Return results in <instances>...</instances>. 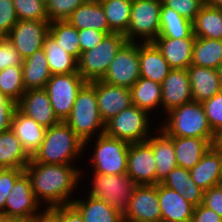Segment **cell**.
<instances>
[{"instance_id": "53", "label": "cell", "mask_w": 222, "mask_h": 222, "mask_svg": "<svg viewBox=\"0 0 222 222\" xmlns=\"http://www.w3.org/2000/svg\"><path fill=\"white\" fill-rule=\"evenodd\" d=\"M8 222H33V217L9 218Z\"/></svg>"}, {"instance_id": "52", "label": "cell", "mask_w": 222, "mask_h": 222, "mask_svg": "<svg viewBox=\"0 0 222 222\" xmlns=\"http://www.w3.org/2000/svg\"><path fill=\"white\" fill-rule=\"evenodd\" d=\"M33 222H57V219L48 210H45L41 215L33 217Z\"/></svg>"}, {"instance_id": "57", "label": "cell", "mask_w": 222, "mask_h": 222, "mask_svg": "<svg viewBox=\"0 0 222 222\" xmlns=\"http://www.w3.org/2000/svg\"><path fill=\"white\" fill-rule=\"evenodd\" d=\"M220 80H221V85H222V62L220 63V65L217 68Z\"/></svg>"}, {"instance_id": "51", "label": "cell", "mask_w": 222, "mask_h": 222, "mask_svg": "<svg viewBox=\"0 0 222 222\" xmlns=\"http://www.w3.org/2000/svg\"><path fill=\"white\" fill-rule=\"evenodd\" d=\"M191 222H222V217L203 204H200L194 208Z\"/></svg>"}, {"instance_id": "35", "label": "cell", "mask_w": 222, "mask_h": 222, "mask_svg": "<svg viewBox=\"0 0 222 222\" xmlns=\"http://www.w3.org/2000/svg\"><path fill=\"white\" fill-rule=\"evenodd\" d=\"M192 23L195 37L222 40V9L206 3Z\"/></svg>"}, {"instance_id": "19", "label": "cell", "mask_w": 222, "mask_h": 222, "mask_svg": "<svg viewBox=\"0 0 222 222\" xmlns=\"http://www.w3.org/2000/svg\"><path fill=\"white\" fill-rule=\"evenodd\" d=\"M162 222H191L194 208L177 191L158 183Z\"/></svg>"}, {"instance_id": "42", "label": "cell", "mask_w": 222, "mask_h": 222, "mask_svg": "<svg viewBox=\"0 0 222 222\" xmlns=\"http://www.w3.org/2000/svg\"><path fill=\"white\" fill-rule=\"evenodd\" d=\"M86 0H50L47 4L49 22L64 21Z\"/></svg>"}, {"instance_id": "30", "label": "cell", "mask_w": 222, "mask_h": 222, "mask_svg": "<svg viewBox=\"0 0 222 222\" xmlns=\"http://www.w3.org/2000/svg\"><path fill=\"white\" fill-rule=\"evenodd\" d=\"M161 184L177 191L195 207L203 203L204 190L193 181L188 169L175 167Z\"/></svg>"}, {"instance_id": "13", "label": "cell", "mask_w": 222, "mask_h": 222, "mask_svg": "<svg viewBox=\"0 0 222 222\" xmlns=\"http://www.w3.org/2000/svg\"><path fill=\"white\" fill-rule=\"evenodd\" d=\"M49 25V21L18 20L6 38L25 59L43 47Z\"/></svg>"}, {"instance_id": "33", "label": "cell", "mask_w": 222, "mask_h": 222, "mask_svg": "<svg viewBox=\"0 0 222 222\" xmlns=\"http://www.w3.org/2000/svg\"><path fill=\"white\" fill-rule=\"evenodd\" d=\"M195 37L193 23L162 3L160 10V30L157 38Z\"/></svg>"}, {"instance_id": "12", "label": "cell", "mask_w": 222, "mask_h": 222, "mask_svg": "<svg viewBox=\"0 0 222 222\" xmlns=\"http://www.w3.org/2000/svg\"><path fill=\"white\" fill-rule=\"evenodd\" d=\"M161 221L158 184L138 185L132 194L123 222Z\"/></svg>"}, {"instance_id": "46", "label": "cell", "mask_w": 222, "mask_h": 222, "mask_svg": "<svg viewBox=\"0 0 222 222\" xmlns=\"http://www.w3.org/2000/svg\"><path fill=\"white\" fill-rule=\"evenodd\" d=\"M23 58L6 37H0V72L11 66H22Z\"/></svg>"}, {"instance_id": "15", "label": "cell", "mask_w": 222, "mask_h": 222, "mask_svg": "<svg viewBox=\"0 0 222 222\" xmlns=\"http://www.w3.org/2000/svg\"><path fill=\"white\" fill-rule=\"evenodd\" d=\"M156 166L153 149L146 141L130 144L127 174L138 185L156 184Z\"/></svg>"}, {"instance_id": "23", "label": "cell", "mask_w": 222, "mask_h": 222, "mask_svg": "<svg viewBox=\"0 0 222 222\" xmlns=\"http://www.w3.org/2000/svg\"><path fill=\"white\" fill-rule=\"evenodd\" d=\"M158 134L150 136L146 142L152 147L156 160V184L162 183L168 173L177 167L174 151L173 137L167 135L162 129H156Z\"/></svg>"}, {"instance_id": "4", "label": "cell", "mask_w": 222, "mask_h": 222, "mask_svg": "<svg viewBox=\"0 0 222 222\" xmlns=\"http://www.w3.org/2000/svg\"><path fill=\"white\" fill-rule=\"evenodd\" d=\"M161 129L170 137L217 139L209 126L204 107L194 100L171 109L165 114Z\"/></svg>"}, {"instance_id": "47", "label": "cell", "mask_w": 222, "mask_h": 222, "mask_svg": "<svg viewBox=\"0 0 222 222\" xmlns=\"http://www.w3.org/2000/svg\"><path fill=\"white\" fill-rule=\"evenodd\" d=\"M113 32H101L95 29L78 30L80 50L86 52L99 45L103 38Z\"/></svg>"}, {"instance_id": "39", "label": "cell", "mask_w": 222, "mask_h": 222, "mask_svg": "<svg viewBox=\"0 0 222 222\" xmlns=\"http://www.w3.org/2000/svg\"><path fill=\"white\" fill-rule=\"evenodd\" d=\"M0 92L16 103L21 99L26 92L22 66H11L0 72Z\"/></svg>"}, {"instance_id": "5", "label": "cell", "mask_w": 222, "mask_h": 222, "mask_svg": "<svg viewBox=\"0 0 222 222\" xmlns=\"http://www.w3.org/2000/svg\"><path fill=\"white\" fill-rule=\"evenodd\" d=\"M127 43L123 33L106 35L99 45L82 52L77 62V72L86 82L101 80L116 53Z\"/></svg>"}, {"instance_id": "22", "label": "cell", "mask_w": 222, "mask_h": 222, "mask_svg": "<svg viewBox=\"0 0 222 222\" xmlns=\"http://www.w3.org/2000/svg\"><path fill=\"white\" fill-rule=\"evenodd\" d=\"M187 72L191 84L192 100L202 103L222 90L217 69L190 65Z\"/></svg>"}, {"instance_id": "36", "label": "cell", "mask_w": 222, "mask_h": 222, "mask_svg": "<svg viewBox=\"0 0 222 222\" xmlns=\"http://www.w3.org/2000/svg\"><path fill=\"white\" fill-rule=\"evenodd\" d=\"M222 62V40L196 37L191 65L217 69Z\"/></svg>"}, {"instance_id": "20", "label": "cell", "mask_w": 222, "mask_h": 222, "mask_svg": "<svg viewBox=\"0 0 222 222\" xmlns=\"http://www.w3.org/2000/svg\"><path fill=\"white\" fill-rule=\"evenodd\" d=\"M195 38H156L153 43L171 69H187L192 63Z\"/></svg>"}, {"instance_id": "16", "label": "cell", "mask_w": 222, "mask_h": 222, "mask_svg": "<svg viewBox=\"0 0 222 222\" xmlns=\"http://www.w3.org/2000/svg\"><path fill=\"white\" fill-rule=\"evenodd\" d=\"M94 89L101 119L104 123L132 105L130 89L94 81Z\"/></svg>"}, {"instance_id": "37", "label": "cell", "mask_w": 222, "mask_h": 222, "mask_svg": "<svg viewBox=\"0 0 222 222\" xmlns=\"http://www.w3.org/2000/svg\"><path fill=\"white\" fill-rule=\"evenodd\" d=\"M100 3L109 29L113 33L125 34L130 23L132 0H105Z\"/></svg>"}, {"instance_id": "17", "label": "cell", "mask_w": 222, "mask_h": 222, "mask_svg": "<svg viewBox=\"0 0 222 222\" xmlns=\"http://www.w3.org/2000/svg\"><path fill=\"white\" fill-rule=\"evenodd\" d=\"M17 109L36 123L49 128L60 122L45 89L27 90L17 102Z\"/></svg>"}, {"instance_id": "56", "label": "cell", "mask_w": 222, "mask_h": 222, "mask_svg": "<svg viewBox=\"0 0 222 222\" xmlns=\"http://www.w3.org/2000/svg\"><path fill=\"white\" fill-rule=\"evenodd\" d=\"M9 217L4 213L0 212V222H8Z\"/></svg>"}, {"instance_id": "59", "label": "cell", "mask_w": 222, "mask_h": 222, "mask_svg": "<svg viewBox=\"0 0 222 222\" xmlns=\"http://www.w3.org/2000/svg\"><path fill=\"white\" fill-rule=\"evenodd\" d=\"M45 5H47L49 2H50V0H41Z\"/></svg>"}, {"instance_id": "41", "label": "cell", "mask_w": 222, "mask_h": 222, "mask_svg": "<svg viewBox=\"0 0 222 222\" xmlns=\"http://www.w3.org/2000/svg\"><path fill=\"white\" fill-rule=\"evenodd\" d=\"M202 105L210 128L216 136L219 135L222 132V90L203 101Z\"/></svg>"}, {"instance_id": "43", "label": "cell", "mask_w": 222, "mask_h": 222, "mask_svg": "<svg viewBox=\"0 0 222 222\" xmlns=\"http://www.w3.org/2000/svg\"><path fill=\"white\" fill-rule=\"evenodd\" d=\"M162 3L175 10L182 17L194 21L196 15L206 4L204 0H162Z\"/></svg>"}, {"instance_id": "18", "label": "cell", "mask_w": 222, "mask_h": 222, "mask_svg": "<svg viewBox=\"0 0 222 222\" xmlns=\"http://www.w3.org/2000/svg\"><path fill=\"white\" fill-rule=\"evenodd\" d=\"M161 87L164 113L192 101L191 84L187 69H171L161 83Z\"/></svg>"}, {"instance_id": "10", "label": "cell", "mask_w": 222, "mask_h": 222, "mask_svg": "<svg viewBox=\"0 0 222 222\" xmlns=\"http://www.w3.org/2000/svg\"><path fill=\"white\" fill-rule=\"evenodd\" d=\"M86 83L78 72L51 75L45 85L55 115L65 121L70 115L79 90Z\"/></svg>"}, {"instance_id": "49", "label": "cell", "mask_w": 222, "mask_h": 222, "mask_svg": "<svg viewBox=\"0 0 222 222\" xmlns=\"http://www.w3.org/2000/svg\"><path fill=\"white\" fill-rule=\"evenodd\" d=\"M57 222H84L80 212L72 205L66 204L48 210Z\"/></svg>"}, {"instance_id": "31", "label": "cell", "mask_w": 222, "mask_h": 222, "mask_svg": "<svg viewBox=\"0 0 222 222\" xmlns=\"http://www.w3.org/2000/svg\"><path fill=\"white\" fill-rule=\"evenodd\" d=\"M72 205L80 212L84 222H123V215L105 201L84 197L75 199Z\"/></svg>"}, {"instance_id": "48", "label": "cell", "mask_w": 222, "mask_h": 222, "mask_svg": "<svg viewBox=\"0 0 222 222\" xmlns=\"http://www.w3.org/2000/svg\"><path fill=\"white\" fill-rule=\"evenodd\" d=\"M17 103L0 92V133L10 130Z\"/></svg>"}, {"instance_id": "34", "label": "cell", "mask_w": 222, "mask_h": 222, "mask_svg": "<svg viewBox=\"0 0 222 222\" xmlns=\"http://www.w3.org/2000/svg\"><path fill=\"white\" fill-rule=\"evenodd\" d=\"M42 48L45 52L51 75L77 72L78 60L59 46L57 41L50 34L45 37Z\"/></svg>"}, {"instance_id": "14", "label": "cell", "mask_w": 222, "mask_h": 222, "mask_svg": "<svg viewBox=\"0 0 222 222\" xmlns=\"http://www.w3.org/2000/svg\"><path fill=\"white\" fill-rule=\"evenodd\" d=\"M41 204L33 194L31 182L24 172L15 182L5 202L4 213L9 218H26L41 215ZM40 210V212H39Z\"/></svg>"}, {"instance_id": "24", "label": "cell", "mask_w": 222, "mask_h": 222, "mask_svg": "<svg viewBox=\"0 0 222 222\" xmlns=\"http://www.w3.org/2000/svg\"><path fill=\"white\" fill-rule=\"evenodd\" d=\"M140 77L162 83L171 70L153 42H139Z\"/></svg>"}, {"instance_id": "27", "label": "cell", "mask_w": 222, "mask_h": 222, "mask_svg": "<svg viewBox=\"0 0 222 222\" xmlns=\"http://www.w3.org/2000/svg\"><path fill=\"white\" fill-rule=\"evenodd\" d=\"M78 30L95 29L101 32H112L100 2L86 0L66 20Z\"/></svg>"}, {"instance_id": "7", "label": "cell", "mask_w": 222, "mask_h": 222, "mask_svg": "<svg viewBox=\"0 0 222 222\" xmlns=\"http://www.w3.org/2000/svg\"><path fill=\"white\" fill-rule=\"evenodd\" d=\"M149 117L147 111L132 104L105 123L104 133L129 144L145 142L151 136Z\"/></svg>"}, {"instance_id": "54", "label": "cell", "mask_w": 222, "mask_h": 222, "mask_svg": "<svg viewBox=\"0 0 222 222\" xmlns=\"http://www.w3.org/2000/svg\"><path fill=\"white\" fill-rule=\"evenodd\" d=\"M206 3L212 7L222 9V0H208Z\"/></svg>"}, {"instance_id": "55", "label": "cell", "mask_w": 222, "mask_h": 222, "mask_svg": "<svg viewBox=\"0 0 222 222\" xmlns=\"http://www.w3.org/2000/svg\"><path fill=\"white\" fill-rule=\"evenodd\" d=\"M214 147H222V132L217 135L216 142L213 145Z\"/></svg>"}, {"instance_id": "21", "label": "cell", "mask_w": 222, "mask_h": 222, "mask_svg": "<svg viewBox=\"0 0 222 222\" xmlns=\"http://www.w3.org/2000/svg\"><path fill=\"white\" fill-rule=\"evenodd\" d=\"M190 175L198 187L204 191L222 183V157L212 146L201 160L190 169Z\"/></svg>"}, {"instance_id": "28", "label": "cell", "mask_w": 222, "mask_h": 222, "mask_svg": "<svg viewBox=\"0 0 222 222\" xmlns=\"http://www.w3.org/2000/svg\"><path fill=\"white\" fill-rule=\"evenodd\" d=\"M31 155L10 129L0 133V169H25Z\"/></svg>"}, {"instance_id": "3", "label": "cell", "mask_w": 222, "mask_h": 222, "mask_svg": "<svg viewBox=\"0 0 222 222\" xmlns=\"http://www.w3.org/2000/svg\"><path fill=\"white\" fill-rule=\"evenodd\" d=\"M64 122L84 142L85 150L94 134L104 133L105 123L99 112L94 81L86 82L79 90L71 113Z\"/></svg>"}, {"instance_id": "40", "label": "cell", "mask_w": 222, "mask_h": 222, "mask_svg": "<svg viewBox=\"0 0 222 222\" xmlns=\"http://www.w3.org/2000/svg\"><path fill=\"white\" fill-rule=\"evenodd\" d=\"M18 20L49 21L41 0H13Z\"/></svg>"}, {"instance_id": "2", "label": "cell", "mask_w": 222, "mask_h": 222, "mask_svg": "<svg viewBox=\"0 0 222 222\" xmlns=\"http://www.w3.org/2000/svg\"><path fill=\"white\" fill-rule=\"evenodd\" d=\"M84 151V142L64 122L47 128L44 140L31 158L38 163L73 165Z\"/></svg>"}, {"instance_id": "45", "label": "cell", "mask_w": 222, "mask_h": 222, "mask_svg": "<svg viewBox=\"0 0 222 222\" xmlns=\"http://www.w3.org/2000/svg\"><path fill=\"white\" fill-rule=\"evenodd\" d=\"M17 22L13 0H0V37H6Z\"/></svg>"}, {"instance_id": "6", "label": "cell", "mask_w": 222, "mask_h": 222, "mask_svg": "<svg viewBox=\"0 0 222 222\" xmlns=\"http://www.w3.org/2000/svg\"><path fill=\"white\" fill-rule=\"evenodd\" d=\"M92 176V186L87 195L105 201L124 215L138 184L127 173L118 175L93 173Z\"/></svg>"}, {"instance_id": "11", "label": "cell", "mask_w": 222, "mask_h": 222, "mask_svg": "<svg viewBox=\"0 0 222 222\" xmlns=\"http://www.w3.org/2000/svg\"><path fill=\"white\" fill-rule=\"evenodd\" d=\"M140 78L139 42H127L115 55L101 79L103 82L131 88Z\"/></svg>"}, {"instance_id": "50", "label": "cell", "mask_w": 222, "mask_h": 222, "mask_svg": "<svg viewBox=\"0 0 222 222\" xmlns=\"http://www.w3.org/2000/svg\"><path fill=\"white\" fill-rule=\"evenodd\" d=\"M202 204L222 217V183L204 191Z\"/></svg>"}, {"instance_id": "38", "label": "cell", "mask_w": 222, "mask_h": 222, "mask_svg": "<svg viewBox=\"0 0 222 222\" xmlns=\"http://www.w3.org/2000/svg\"><path fill=\"white\" fill-rule=\"evenodd\" d=\"M49 34L67 53L77 60L79 59L81 50L76 27L70 25L66 20L52 21L49 25Z\"/></svg>"}, {"instance_id": "26", "label": "cell", "mask_w": 222, "mask_h": 222, "mask_svg": "<svg viewBox=\"0 0 222 222\" xmlns=\"http://www.w3.org/2000/svg\"><path fill=\"white\" fill-rule=\"evenodd\" d=\"M11 130L25 150L32 156L42 144L47 128L16 109L12 118Z\"/></svg>"}, {"instance_id": "8", "label": "cell", "mask_w": 222, "mask_h": 222, "mask_svg": "<svg viewBox=\"0 0 222 222\" xmlns=\"http://www.w3.org/2000/svg\"><path fill=\"white\" fill-rule=\"evenodd\" d=\"M161 6L162 0H132L130 23L124 34L127 42H153L158 37Z\"/></svg>"}, {"instance_id": "9", "label": "cell", "mask_w": 222, "mask_h": 222, "mask_svg": "<svg viewBox=\"0 0 222 222\" xmlns=\"http://www.w3.org/2000/svg\"><path fill=\"white\" fill-rule=\"evenodd\" d=\"M92 153L93 172L98 174H126L130 144L105 133L96 135Z\"/></svg>"}, {"instance_id": "1", "label": "cell", "mask_w": 222, "mask_h": 222, "mask_svg": "<svg viewBox=\"0 0 222 222\" xmlns=\"http://www.w3.org/2000/svg\"><path fill=\"white\" fill-rule=\"evenodd\" d=\"M74 166L38 163L32 158L26 165L24 172L30 179L33 194L39 203L45 201V210L72 204L71 194L83 178V169Z\"/></svg>"}, {"instance_id": "25", "label": "cell", "mask_w": 222, "mask_h": 222, "mask_svg": "<svg viewBox=\"0 0 222 222\" xmlns=\"http://www.w3.org/2000/svg\"><path fill=\"white\" fill-rule=\"evenodd\" d=\"M215 142L216 139L173 137L177 165L188 170L192 169Z\"/></svg>"}, {"instance_id": "44", "label": "cell", "mask_w": 222, "mask_h": 222, "mask_svg": "<svg viewBox=\"0 0 222 222\" xmlns=\"http://www.w3.org/2000/svg\"><path fill=\"white\" fill-rule=\"evenodd\" d=\"M24 173V169H0V212H4L5 202L16 180Z\"/></svg>"}, {"instance_id": "58", "label": "cell", "mask_w": 222, "mask_h": 222, "mask_svg": "<svg viewBox=\"0 0 222 222\" xmlns=\"http://www.w3.org/2000/svg\"><path fill=\"white\" fill-rule=\"evenodd\" d=\"M221 154V157H222V147H215Z\"/></svg>"}, {"instance_id": "29", "label": "cell", "mask_w": 222, "mask_h": 222, "mask_svg": "<svg viewBox=\"0 0 222 222\" xmlns=\"http://www.w3.org/2000/svg\"><path fill=\"white\" fill-rule=\"evenodd\" d=\"M23 84L25 90L44 89L51 78L47 58L43 48L23 60Z\"/></svg>"}, {"instance_id": "32", "label": "cell", "mask_w": 222, "mask_h": 222, "mask_svg": "<svg viewBox=\"0 0 222 222\" xmlns=\"http://www.w3.org/2000/svg\"><path fill=\"white\" fill-rule=\"evenodd\" d=\"M131 102L140 109L147 111H157L162 107V87L158 82L140 77L139 80L130 88Z\"/></svg>"}]
</instances>
